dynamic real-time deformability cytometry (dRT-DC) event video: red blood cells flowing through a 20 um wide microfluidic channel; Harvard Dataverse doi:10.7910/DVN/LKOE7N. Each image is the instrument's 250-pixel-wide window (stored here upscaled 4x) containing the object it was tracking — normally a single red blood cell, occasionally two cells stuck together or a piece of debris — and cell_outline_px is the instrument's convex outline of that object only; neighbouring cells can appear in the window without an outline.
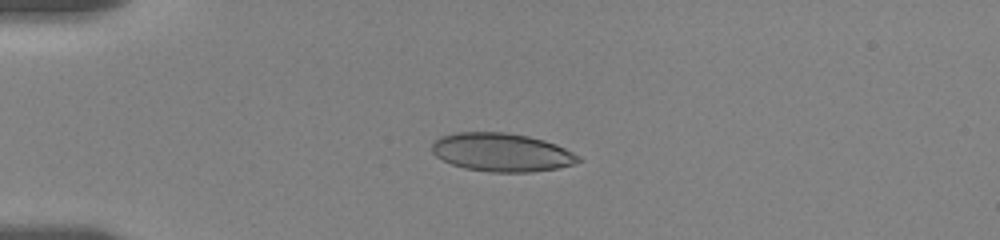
{"species": "human", "species_latin": "Homo sapiens", "temperature_condition": "room temperature", "stored_images_in_passage": 17, "camera_frame_rate_fps": 3000, "um_per_image_px": 0.085, "donor": {"sex": "female"}, "frame": {"image": 1, "passage_image": 1, "time_ms": 0.0, "image_size_px": [1000, 240], "cell_outline_px": [[584, 160], [572, 164], [556, 168], [532, 172], [488, 172], [464, 168], [452, 164], [436, 156], [432, 152], [432, 144], [440, 136], [456, 132], [504, 132], [528, 136], [544, 140], [556, 144], [580, 156]], "centroid_in_image_um": [42.64, 12.95], "position_along_channel_um": 42.4, "area_um2": 32.77}}
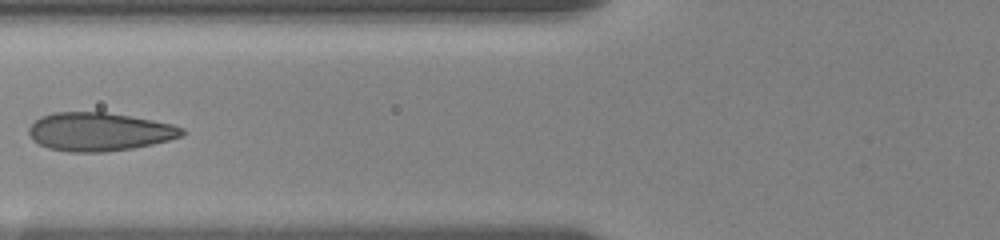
{"frame": {"image": 2, "passage_image": 8, "time_ms": 3.0, "image_size_px": [1000, 240], "cell_outline_px": [[184, 136], [152, 144], [132, 148], [104, 152], [68, 152], [48, 148], [32, 140], [28, 132], [28, 128], [40, 116], [56, 112], [104, 112], [152, 120], [172, 124], [184, 128]], "centroid_in_image_um": [8.42, 11.2], "position_along_channel_um": 117.4, "area_um2": 34.22}}
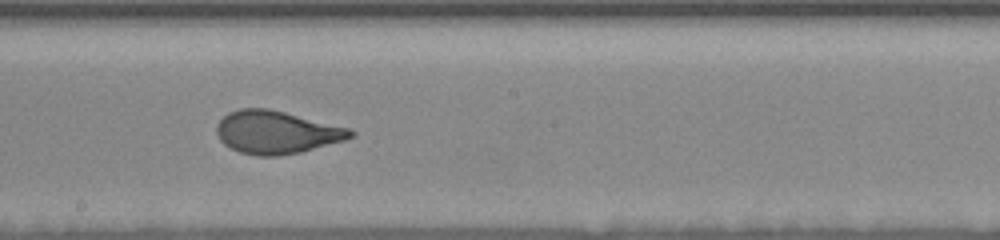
{"frame": {"image": 3, "passage_image": 15, "time_ms": 6.0, "image_size_px": [1000, 240], "cell_outline_px": [[356, 132], [352, 136], [344, 140], [300, 152], [276, 156], [256, 156], [240, 152], [224, 144], [220, 140], [216, 132], [216, 124], [228, 112], [240, 108], [268, 108], [352, 128]], "centroid_in_image_um": [23.5, 11.23], "position_along_channel_um": 224.7, "area_um2": 33.47}}